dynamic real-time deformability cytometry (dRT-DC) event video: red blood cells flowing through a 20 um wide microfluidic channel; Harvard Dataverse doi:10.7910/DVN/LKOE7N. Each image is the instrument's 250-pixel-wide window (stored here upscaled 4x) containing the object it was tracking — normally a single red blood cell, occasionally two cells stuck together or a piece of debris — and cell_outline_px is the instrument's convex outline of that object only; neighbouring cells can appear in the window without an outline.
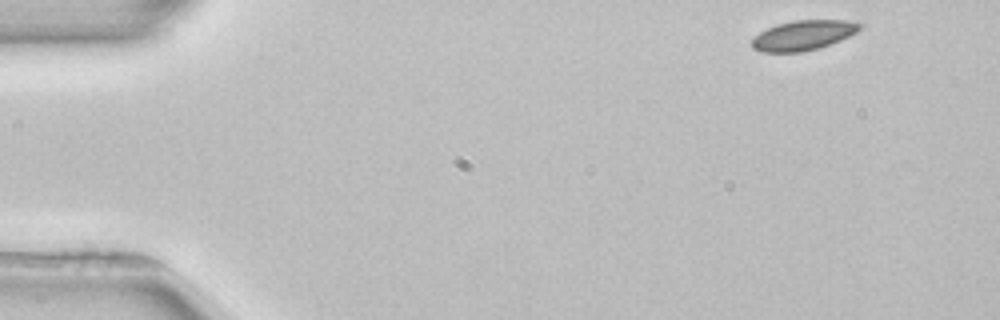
{"species": "common noctule bat (a hibernating species)", "species_latin": "Nyctalus noctula", "temperature_condition": "room temperature", "stored_images_in_passage": 49, "camera_frame_rate_fps": 3000, "um_per_image_px": 0.085, "animal": {"sex": "female", "body_mass_g": 22.7, "forearm_length_mm": 54.2}, "frame": {"image": 1, "passage_image": 1, "time_ms": 0.0, "image_size_px": [1000, 320], "cell_outline_px": [[860, 28], [856, 32], [840, 40], [820, 48], [800, 52], [760, 52], [752, 48], [752, 40], [760, 32], [776, 24], [796, 20], [848, 20], [860, 24]], "centroid_in_image_um": [68.25, 3.0], "position_along_channel_um": 16.7, "area_um2": 18.61}}
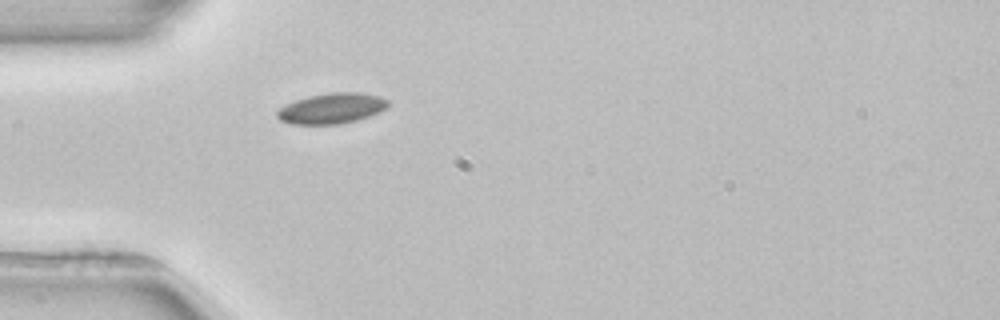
{"frame": {"image": 2, "passage_image": 12, "time_ms": 3.667, "image_size_px": [1000, 320], "cell_outline_px": [[388, 108], [380, 112], [356, 120], [340, 124], [288, 124], [280, 120], [276, 116], [276, 112], [280, 108], [296, 100], [308, 96], [332, 92], [360, 92], [380, 96], [388, 100]], "centroid_in_image_um": [28.21, 9.21], "position_along_channel_um": 56.8, "area_um2": 19.77}}
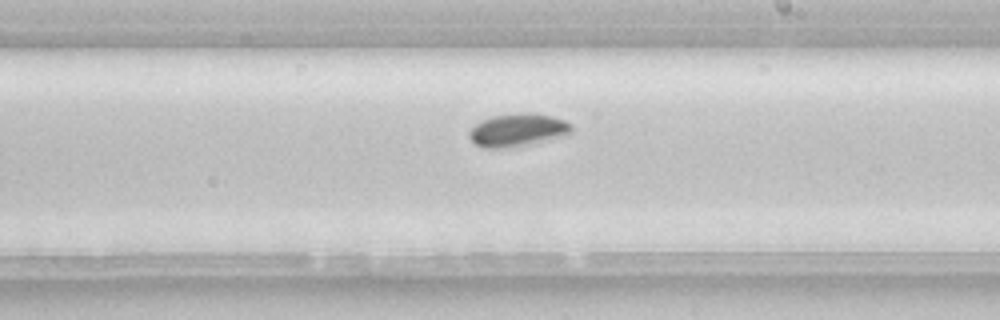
{"frame": {"image": 3, "passage_image": 27, "time_ms": 8.667, "image_size_px": [1000, 320], "cell_outline_px": [[572, 132], [568, 136], [500, 148], [488, 148], [476, 144], [468, 136], [468, 132], [480, 120], [492, 116], [528, 112], [552, 116], [564, 120], [572, 124]], "centroid_in_image_um": [44.03, 11.03], "position_along_channel_um": 245.0, "area_um2": 19.36}, "authors_computed_cell_mechanics": {"area_um2": 18.6694, "velocity_mm_per_s": 3.8842, "shape_relaxation_time_tau1_ms": 3.4205, "shape_relaxation_time_tau2_ms": null, "deformation_change_tau1": 0.0721, "deformation_change_tau2": null}}